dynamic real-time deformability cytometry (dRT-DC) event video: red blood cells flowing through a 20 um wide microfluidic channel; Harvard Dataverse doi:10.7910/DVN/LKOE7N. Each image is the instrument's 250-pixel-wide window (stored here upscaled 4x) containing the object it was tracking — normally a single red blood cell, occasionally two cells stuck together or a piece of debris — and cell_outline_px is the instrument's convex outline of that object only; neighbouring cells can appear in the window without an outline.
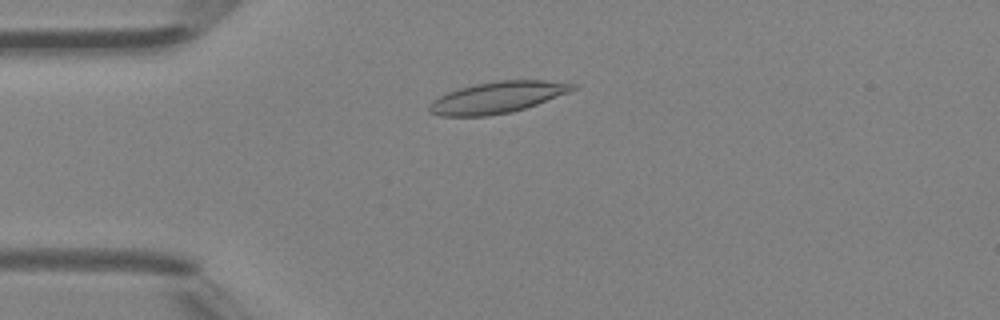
{"species": "Egyptian fruit bat (a non-hibernating species)", "species_latin": "Rousettus aegyptiacus", "temperature_condition": "room temperature", "stored_images_in_passage": 6, "camera_frame_rate_fps": 3000, "um_per_image_px": 0.085, "animal": {"sex": "female"}, "frame": {"image": 1, "passage_image": 4, "time_ms": 3.333, "image_size_px": [1000, 320], "cell_outline_px": [[576, 88], [568, 92], [536, 104], [512, 112], [488, 116], [440, 116], [428, 112], [428, 108], [432, 100], [448, 92], [460, 88], [476, 84], [496, 80], [544, 80], [576, 84]], "centroid_in_image_um": [42.23, 8.28], "position_along_channel_um": 42.8, "area_um2": 26.07}}
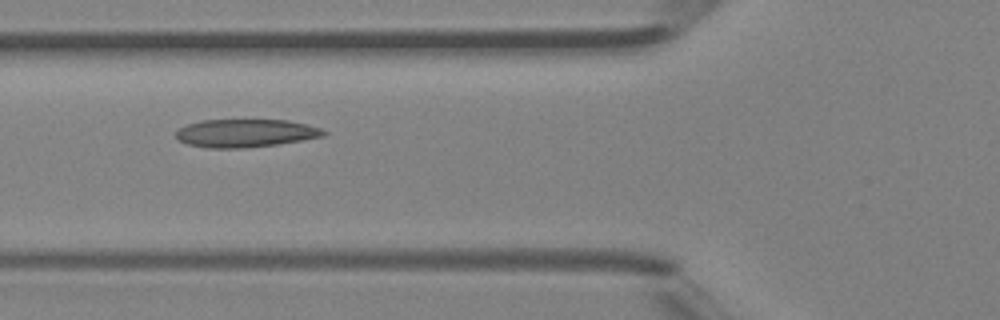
{"frame": {"image": 2, "passage_image": 6, "time_ms": 5.333, "image_size_px": [1000, 320], "cell_outline_px": [[328, 132], [324, 136], [276, 144], [244, 148], [208, 148], [188, 144], [180, 140], [176, 136], [176, 132], [180, 128], [188, 124], [200, 120], [288, 120], [308, 124], [320, 128]], "centroid_in_image_um": [20.88, 11.31], "position_along_channel_um": 104.9, "area_um2": 23.99}}